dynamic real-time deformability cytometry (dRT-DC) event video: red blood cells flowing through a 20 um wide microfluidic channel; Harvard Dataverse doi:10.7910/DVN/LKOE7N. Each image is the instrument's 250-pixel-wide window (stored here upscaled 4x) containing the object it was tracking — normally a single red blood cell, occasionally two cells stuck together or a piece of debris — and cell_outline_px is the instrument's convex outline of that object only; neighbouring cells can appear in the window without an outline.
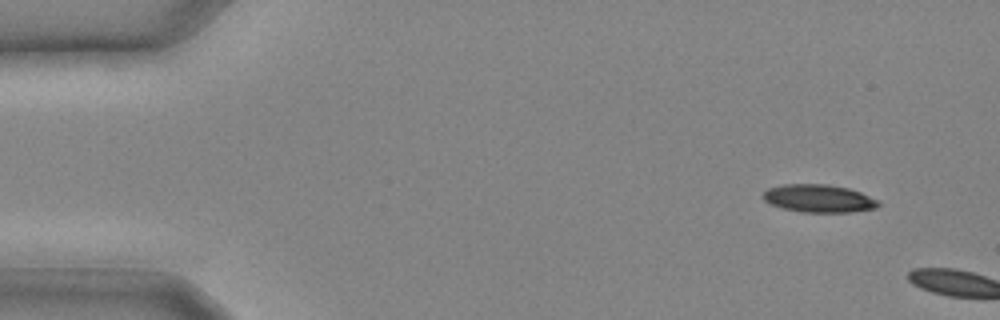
{"species": "common noctule bat (a hibernating species)", "species_latin": "Nyctalus noctula", "temperature_condition": "cold", "stored_images_in_passage": 2, "camera_frame_rate_fps": 3000, "um_per_image_px": 0.085, "animal": {"sex": "male", "body_mass_g": 20.4}, "frame": {"image": 1, "passage_image": 1, "time_ms": 0.0, "image_size_px": [1000, 320], "cell_outline_px": [[880, 204], [876, 208], [848, 212], [800, 212], [784, 208], [772, 204], [764, 200], [764, 192], [768, 188], [784, 184], [828, 184], [848, 188], [860, 192], [876, 200]], "centroid_in_image_um": [69.59, 16.86], "position_along_channel_um": 15.4, "area_um2": 18.44}}